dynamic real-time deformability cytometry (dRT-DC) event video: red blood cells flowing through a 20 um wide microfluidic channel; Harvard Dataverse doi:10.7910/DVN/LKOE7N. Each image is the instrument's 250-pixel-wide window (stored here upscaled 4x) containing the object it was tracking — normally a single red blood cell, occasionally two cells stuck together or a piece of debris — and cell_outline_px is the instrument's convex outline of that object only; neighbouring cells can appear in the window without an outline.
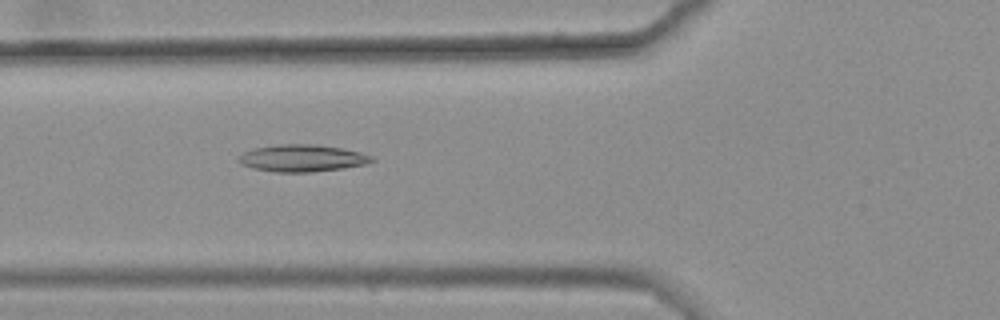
{"species": "common noctule bat (a hibernating species)", "species_latin": "Nyctalus noctula", "temperature_condition": "warm", "stored_images_in_passage": 5, "camera_frame_rate_fps": 3000, "um_per_image_px": 0.085, "animal": {"sex": "female", "body_mass_g": 25.1}, "frame": {"image": 1, "passage_image": 5, "time_ms": 1.333, "image_size_px": [1000, 320], "cell_outline_px": [[376, 160], [364, 164], [344, 168], [312, 172], [272, 172], [252, 168], [240, 164], [236, 160], [244, 152], [252, 148], [276, 144], [316, 144], [340, 148], [360, 152], [372, 156]], "centroid_in_image_um": [25.64, 13.44], "position_along_channel_um": 100.2, "area_um2": 21.15}}